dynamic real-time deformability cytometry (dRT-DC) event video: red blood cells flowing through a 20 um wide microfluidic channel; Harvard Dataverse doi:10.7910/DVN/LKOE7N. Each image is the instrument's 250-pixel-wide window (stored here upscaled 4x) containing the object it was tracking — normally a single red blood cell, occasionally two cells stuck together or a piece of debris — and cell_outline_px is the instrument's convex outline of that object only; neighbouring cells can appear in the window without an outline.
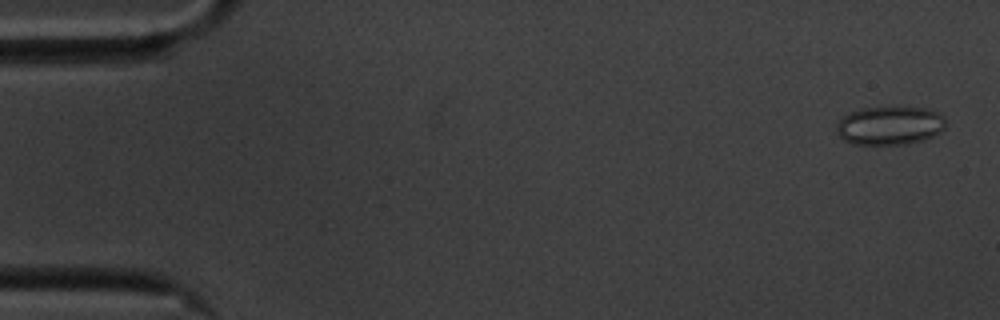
{"species": "common noctule bat (a hibernating species)", "species_latin": "Nyctalus noctula", "temperature_condition": "cold", "stored_images_in_passage": 57, "camera_frame_rate_fps": 3000, "um_per_image_px": 0.085, "animal": {"sex": "male", "body_mass_g": 20.1, "forearm_length_mm": 53.5}, "frame": {"image": 1, "passage_image": 2, "time_ms": 0.333, "image_size_px": [1000, 320], "cell_outline_px": [[944, 128], [940, 132], [932, 136], [920, 140], [904, 144], [852, 144], [844, 140], [840, 136], [836, 128], [836, 124], [848, 112], [860, 108], [928, 108], [940, 112], [944, 116]], "centroid_in_image_um": [75.62, 10.66], "position_along_channel_um": 9.4, "area_um2": 24.33}}
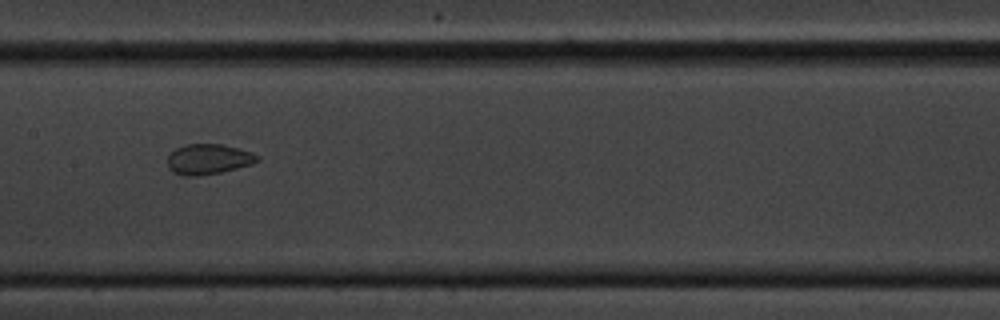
{"frame": {"image": 2, "passage_image": 28, "time_ms": 9.0, "image_size_px": [1000, 320], "cell_outline_px": [[260, 160], [252, 164], [220, 172], [196, 176], [184, 176], [172, 172], [168, 168], [168, 156], [176, 148], [184, 144], [220, 144], [252, 152], [260, 156]], "centroid_in_image_um": [17.7, 13.53], "position_along_channel_um": 189.7, "area_um2": 15.84}}
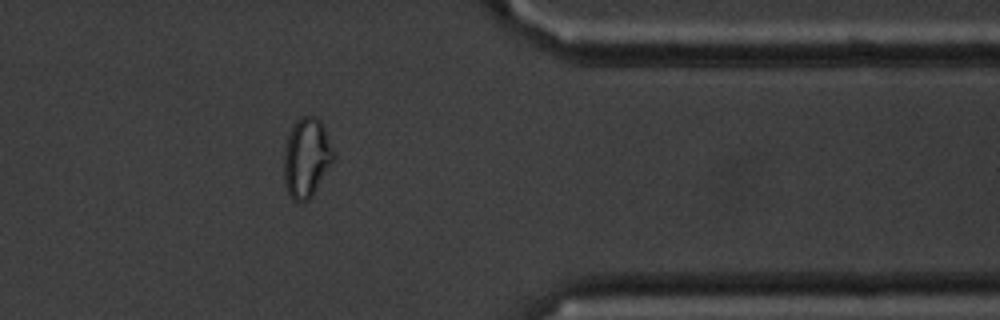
{"frame": {"image": 3, "passage_image": 46, "time_ms": 15.0, "image_size_px": [1000, 320], "cell_outline_px": [[336, 156], [332, 164], [312, 196], [308, 200], [296, 204], [292, 200], [288, 192], [284, 180], [284, 148], [288, 136], [296, 120], [304, 116], [316, 116], [324, 124], [336, 152]], "centroid_in_image_um": [26.09, 13.41], "position_along_channel_um": 385.3, "area_um2": 23.47}}